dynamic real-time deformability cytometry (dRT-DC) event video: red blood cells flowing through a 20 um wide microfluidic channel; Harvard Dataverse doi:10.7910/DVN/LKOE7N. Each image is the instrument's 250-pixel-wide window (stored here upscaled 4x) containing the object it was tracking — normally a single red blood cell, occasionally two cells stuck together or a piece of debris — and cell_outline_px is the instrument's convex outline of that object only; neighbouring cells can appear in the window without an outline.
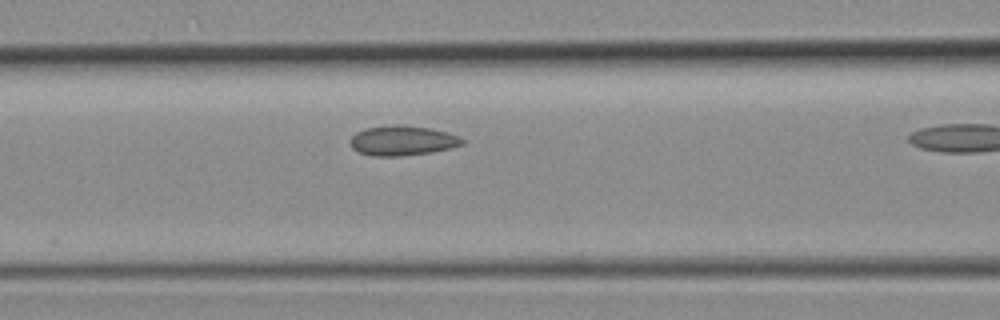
{"species": "common noctule bat (a hibernating species)", "species_latin": "Nyctalus noctula", "temperature_condition": "room temperature", "stored_images_in_passage": 8, "camera_frame_rate_fps": 3000, "um_per_image_px": 0.085, "animal": {"sex": "female", "body_mass_g": 19.3, "forearm_length_mm": 54.1}, "frame": {"image": 1, "passage_image": 5, "time_ms": 1.333, "image_size_px": [1000, 320], "cell_outline_px": [[464, 144], [452, 148], [432, 152], [404, 156], [372, 156], [360, 152], [352, 148], [348, 140], [356, 132], [368, 128], [396, 124], [400, 124], [432, 128], [448, 132], [464, 140]], "centroid_in_image_um": [34.21, 11.95], "position_along_channel_um": 132.4, "area_um2": 19.65}}
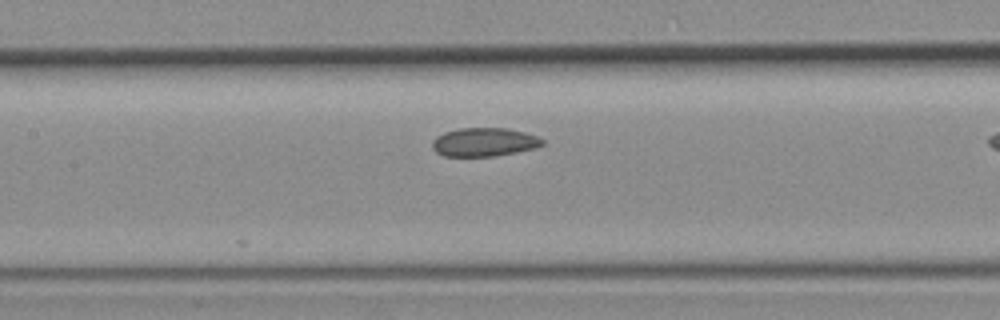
{"frame": {"image": 2, "passage_image": 7, "time_ms": 2.0, "image_size_px": [1000, 320], "cell_outline_px": [[544, 144], [536, 148], [516, 152], [492, 156], [444, 156], [436, 152], [432, 148], [432, 140], [436, 136], [444, 132], [460, 128], [508, 128], [524, 132], [536, 136], [544, 140]], "centroid_in_image_um": [41.14, 12.07], "position_along_channel_um": 166.3, "area_um2": 18.38}}